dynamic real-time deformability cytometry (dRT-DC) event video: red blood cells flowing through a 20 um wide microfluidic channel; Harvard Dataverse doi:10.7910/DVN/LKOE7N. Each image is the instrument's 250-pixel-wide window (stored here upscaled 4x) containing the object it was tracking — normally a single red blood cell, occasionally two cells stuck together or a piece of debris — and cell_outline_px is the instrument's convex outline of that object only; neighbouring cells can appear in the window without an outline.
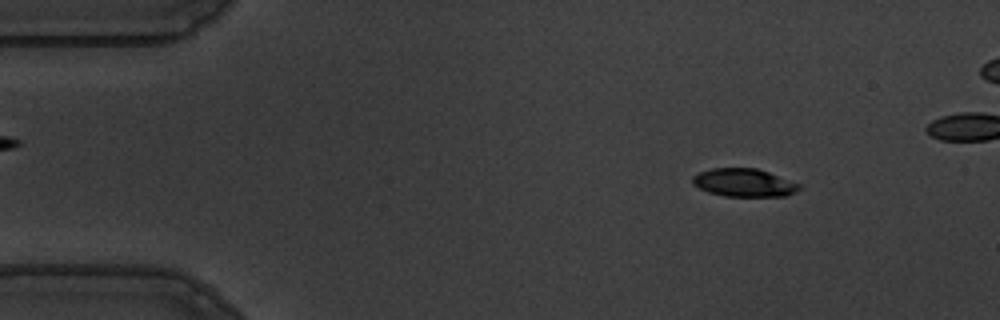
{"species": "common noctule bat (a hibernating species)", "species_latin": "Nyctalus noctula", "temperature_condition": "warm", "stored_images_in_passage": 51, "camera_frame_rate_fps": 3000, "um_per_image_px": 0.085, "animal": {"sex": "male", "body_mass_g": 19.5, "forearm_length_mm": 54.6}, "frame": {"image": 1, "passage_image": 7, "time_ms": 2.0, "image_size_px": [1000, 320], "cell_outline_px": [[804, 184], [796, 192], [788, 196], [724, 196], [708, 192], [692, 184], [692, 176], [700, 172], [712, 168], [756, 168]], "centroid_in_image_um": [63.29, 15.53], "position_along_channel_um": 21.7, "area_um2": 17.63}}
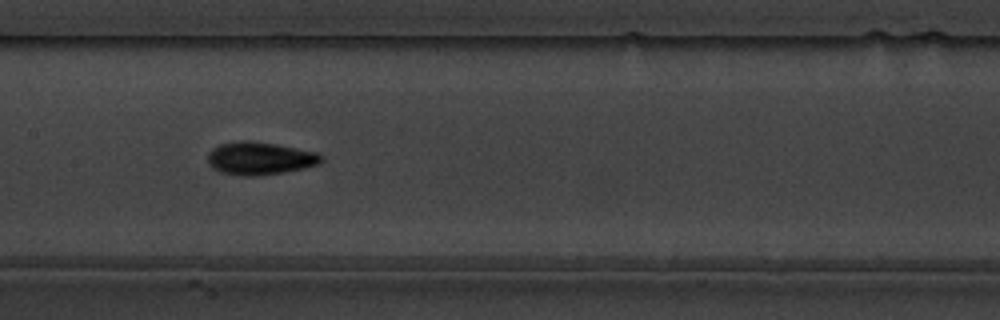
{"frame": {"image": 2, "passage_image": 27, "time_ms": 8.667, "image_size_px": [1000, 320], "cell_outline_px": [[324, 160], [320, 164], [304, 168], [284, 172], [256, 176], [240, 176], [220, 172], [212, 168], [208, 164], [208, 152], [212, 148], [220, 144], [240, 140], [248, 140], [276, 144], [316, 152], [324, 156]], "centroid_in_image_um": [22.08, 13.46], "position_along_channel_um": 185.3, "area_um2": 21.96}}
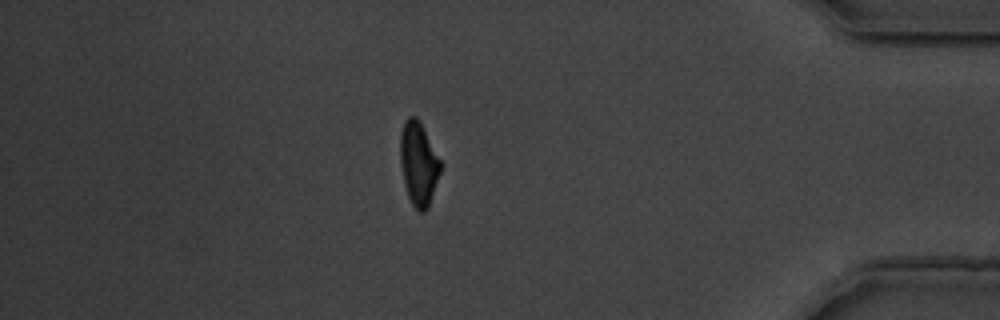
{"frame": {"image": 3, "passage_image": 48, "time_ms": 15.667, "image_size_px": [1000, 320], "cell_outline_px": [[440, 172], [428, 208], [424, 212], [420, 212], [412, 204], [408, 196], [404, 184], [400, 164], [400, 132], [404, 120], [408, 116], [416, 116], [420, 120], [440, 160]], "centroid_in_image_um": [35.55, 13.87], "position_along_channel_um": 399.6, "area_um2": 19.59}, "authors_computed_cell_mechanics": {"area_um2": 19.4208, "velocity_mm_per_s": 3.6222, "shape_relaxation_time_tau1_ms": 2.781, "shape_relaxation_time_tau2_ms": 2.6364, "deformation_change_tau1": 0.1507, "deformation_change_tau2": 0.081}}